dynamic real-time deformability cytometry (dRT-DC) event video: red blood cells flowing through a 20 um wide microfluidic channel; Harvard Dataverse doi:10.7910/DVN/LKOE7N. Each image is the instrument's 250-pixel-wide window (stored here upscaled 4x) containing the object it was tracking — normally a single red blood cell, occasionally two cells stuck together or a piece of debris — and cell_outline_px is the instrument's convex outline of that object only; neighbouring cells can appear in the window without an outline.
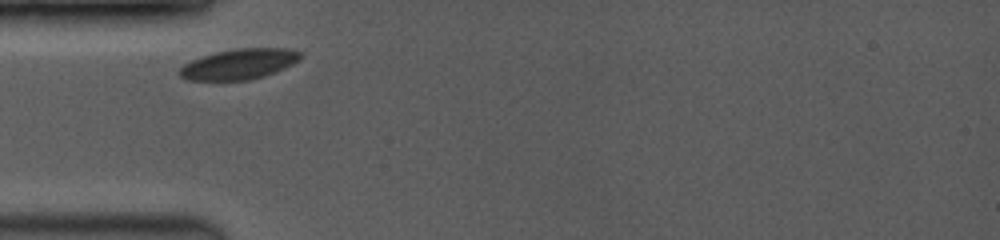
{"species": "common noctule bat (a hibernating species)", "species_latin": "Nyctalus noctula", "temperature_condition": "room temperature", "stored_images_in_passage": 38, "camera_frame_rate_fps": 3500, "um_per_image_px": 0.085, "animal": {"sex": "female", "body_mass_g": 19.0, "forearm_length_mm": 53.3}, "frame": {"image": 1, "passage_image": 1, "time_ms": 0.0, "image_size_px": [1000, 240], "cell_outline_px": [[304, 56], [300, 60], [284, 68], [264, 76], [248, 80], [188, 80], [180, 76], [176, 72], [184, 64], [192, 60], [216, 52], [240, 48], [288, 48], [300, 52]], "centroid_in_image_um": [20.34, 5.45], "position_along_channel_um": 64.7, "area_um2": 21.39}}
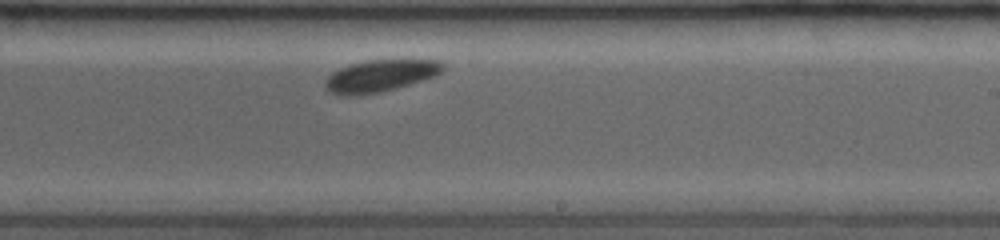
{"frame": {"image": 2, "passage_image": 22, "time_ms": 5.143, "image_size_px": [1000, 240], "cell_outline_px": [[444, 68], [436, 76], [396, 88], [380, 92], [352, 96], [344, 96], [328, 92], [324, 88], [324, 80], [332, 72], [340, 68], [364, 60], [440, 60], [444, 64]], "centroid_in_image_um": [32.28, 6.45], "position_along_channel_um": 256.7, "area_um2": 22.02}}
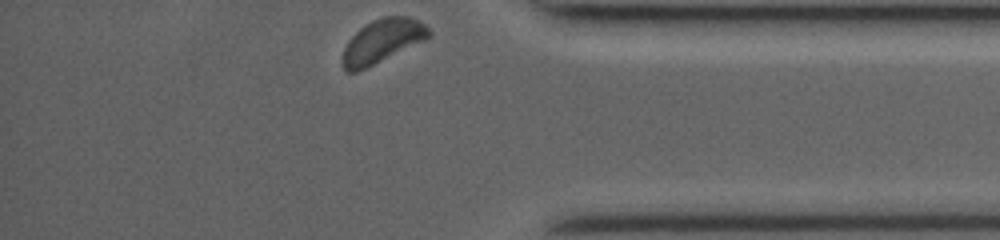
{"frame": {"image": 3, "passage_image": 37, "time_ms": 9.143, "image_size_px": [1000, 240], "cell_outline_px": [[432, 36], [424, 40], [356, 72], [348, 72], [344, 68], [344, 48], [348, 40], [360, 28], [372, 20], [384, 16], [408, 16], [424, 24], [432, 32]], "centroid_in_image_um": [32.51, 3.46], "position_along_channel_um": 402.7, "area_um2": 21.33}}